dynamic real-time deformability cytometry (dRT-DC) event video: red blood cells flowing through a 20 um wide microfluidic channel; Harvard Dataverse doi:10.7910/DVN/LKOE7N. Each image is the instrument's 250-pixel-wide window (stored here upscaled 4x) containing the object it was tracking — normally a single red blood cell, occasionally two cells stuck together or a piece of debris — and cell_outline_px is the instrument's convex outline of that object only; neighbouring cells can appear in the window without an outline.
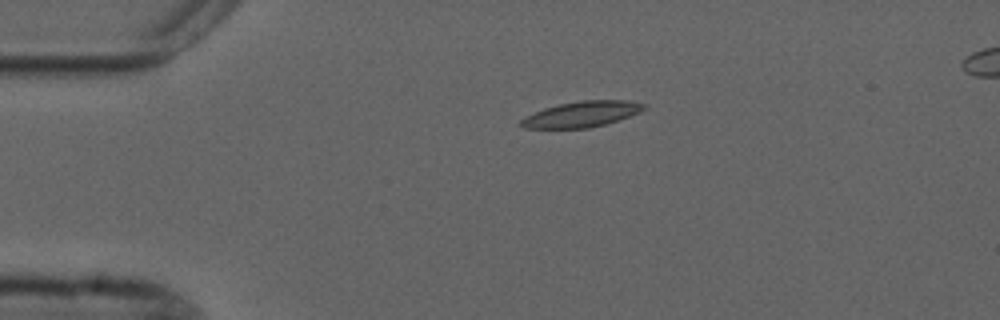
{"species": "common noctule bat (a hibernating species)", "species_latin": "Nyctalus noctula", "temperature_condition": "cold", "stored_images_in_passage": 3, "camera_frame_rate_fps": 3000, "um_per_image_px": 0.085, "animal": {"sex": "male", "forearm_length_mm": 52.5}, "frame": {"image": 1, "passage_image": 1, "time_ms": 0.0, "image_size_px": [1000, 320], "cell_outline_px": [[648, 104], [640, 112], [604, 124], [588, 128], [524, 128], [520, 124], [520, 120], [544, 108], [560, 104], [580, 100], [628, 100]], "centroid_in_image_um": [49.47, 9.69], "position_along_channel_um": 35.5, "area_um2": 18.15}}